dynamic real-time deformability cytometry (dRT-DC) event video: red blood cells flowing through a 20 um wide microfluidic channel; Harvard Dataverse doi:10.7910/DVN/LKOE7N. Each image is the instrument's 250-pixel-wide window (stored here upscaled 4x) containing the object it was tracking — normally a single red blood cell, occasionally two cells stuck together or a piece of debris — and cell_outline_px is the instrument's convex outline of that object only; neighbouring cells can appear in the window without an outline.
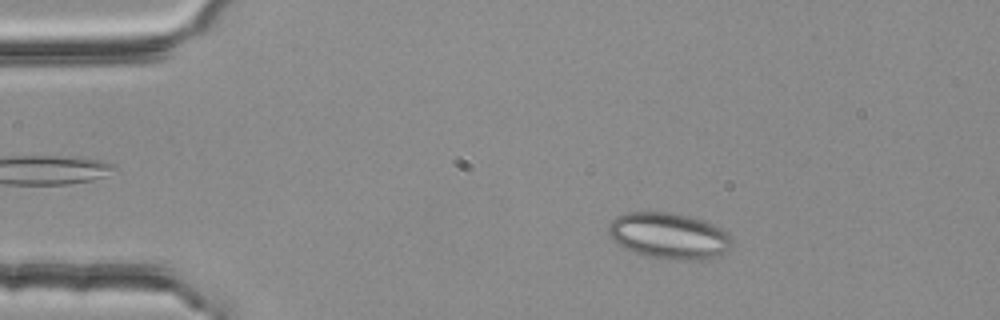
{"species": "common noctule bat (a hibernating species)", "species_latin": "Nyctalus noctula", "temperature_condition": "room temperature", "stored_images_in_passage": 3, "camera_frame_rate_fps": 3000, "um_per_image_px": 0.085, "animal": {"sex": "female", "body_mass_g": 25.1}, "frame": {"image": 1, "passage_image": 2, "time_ms": 0.333, "image_size_px": [1000, 320], "cell_outline_px": [[732, 248], [716, 256], [696, 260], [668, 260], [648, 256], [624, 248], [616, 244], [608, 236], [608, 224], [616, 216], [628, 212], [672, 212], [692, 216], [704, 220], [720, 228], [732, 240]], "centroid_in_image_um": [56.82, 20.04], "position_along_channel_um": 28.2, "area_um2": 33.41}}